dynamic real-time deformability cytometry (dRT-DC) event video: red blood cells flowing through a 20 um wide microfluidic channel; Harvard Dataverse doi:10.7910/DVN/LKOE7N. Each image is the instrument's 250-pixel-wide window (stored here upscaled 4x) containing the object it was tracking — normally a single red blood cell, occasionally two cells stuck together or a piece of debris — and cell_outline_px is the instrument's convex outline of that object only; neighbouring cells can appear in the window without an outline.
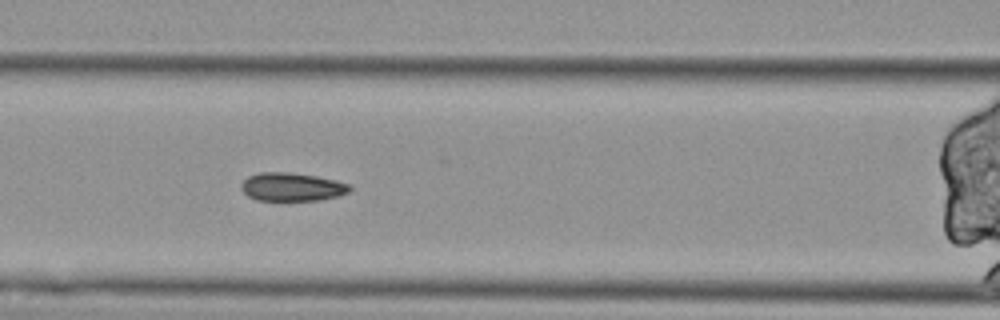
{"species": "Egyptian fruit bat (a non-hibernating species)", "species_latin": "Rousettus aegyptiacus", "temperature_condition": "cold", "stored_images_in_passage": 55, "segment_of_instrument_passage": [3, 3], "camera_frame_rate_fps": 3000, "um_per_image_px": 0.085, "animal": {"sex": "female"}, "frame": {"image": 1, "passage_image": 22, "time_ms": 7.0, "image_size_px": [1000, 320], "cell_outline_px": [[352, 188], [348, 192], [336, 196], [320, 200], [256, 200], [248, 196], [240, 188], [240, 184], [248, 176], [260, 172], [288, 172], [316, 176], [336, 180], [348, 184]], "centroid_in_image_um": [24.78, 15.88], "position_along_channel_um": 141.8, "area_um2": 17.86}}
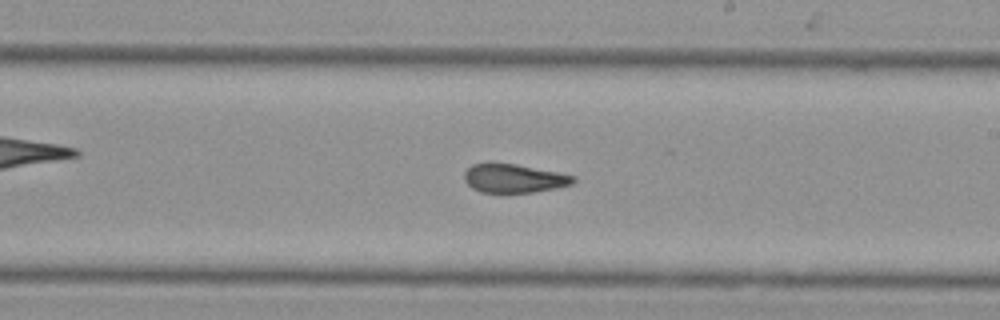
{"frame": {"image": 2, "passage_image": 31, "time_ms": 10.0, "image_size_px": [1000, 320], "cell_outline_px": [[576, 180], [572, 184], [556, 188], [532, 192], [480, 192], [472, 188], [464, 180], [464, 172], [472, 164], [488, 160], [492, 160], [516, 164], [576, 176]], "centroid_in_image_um": [43.62, 15.12], "position_along_channel_um": 245.4, "area_um2": 18.61}}
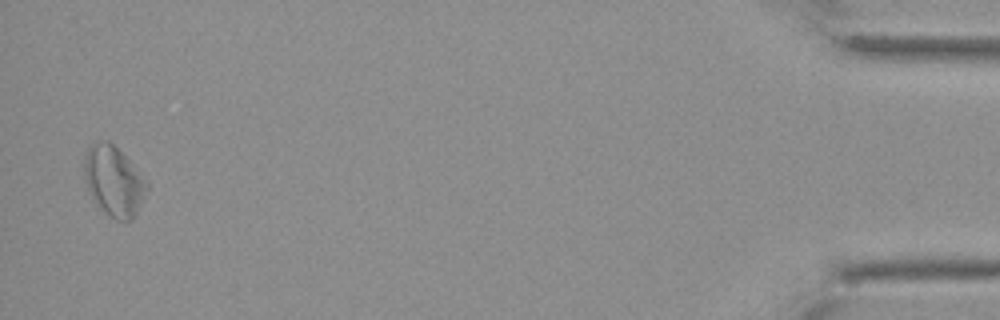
{"frame": {"image": 3, "passage_image": 54, "time_ms": 17.667, "image_size_px": [1000, 320], "cell_outline_px": [[148, 188], [136, 212], [128, 220], [116, 220], [100, 208], [96, 204], [88, 188], [84, 176], [84, 160], [88, 148], [96, 140], [108, 140], [128, 160], [148, 184]], "centroid_in_image_um": [9.63, 15.37], "position_along_channel_um": 425.6, "area_um2": 24.74}}